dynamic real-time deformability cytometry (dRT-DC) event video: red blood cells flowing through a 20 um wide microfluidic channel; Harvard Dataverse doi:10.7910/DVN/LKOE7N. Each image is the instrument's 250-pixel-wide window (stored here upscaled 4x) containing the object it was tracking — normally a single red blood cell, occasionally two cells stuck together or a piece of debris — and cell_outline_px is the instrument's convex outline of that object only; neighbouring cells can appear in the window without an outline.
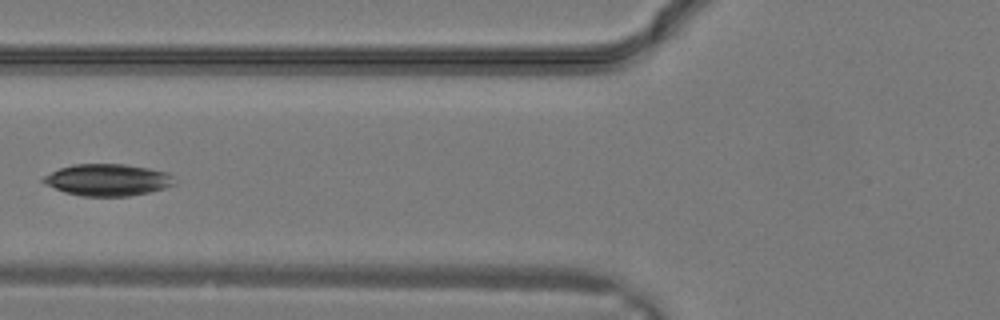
{"species": "common noctule bat (a hibernating species)", "species_latin": "Nyctalus noctula", "temperature_condition": "warm", "stored_images_in_passage": 11, "camera_frame_rate_fps": 3000, "um_per_image_px": 0.085, "animal": {"sex": "male", "body_mass_g": 19.2, "forearm_length_mm": 51.8}, "frame": {"image": 1, "passage_image": 10, "time_ms": 3.0, "image_size_px": [1000, 320], "cell_outline_px": [[176, 184], [164, 188], [148, 192], [128, 196], [84, 196], [64, 192], [44, 184], [40, 180], [44, 176], [60, 168], [72, 164], [124, 164], [148, 168], [168, 172], [172, 176]], "centroid_in_image_um": [9.14, 15.29], "position_along_channel_um": 116.7, "area_um2": 24.28}}